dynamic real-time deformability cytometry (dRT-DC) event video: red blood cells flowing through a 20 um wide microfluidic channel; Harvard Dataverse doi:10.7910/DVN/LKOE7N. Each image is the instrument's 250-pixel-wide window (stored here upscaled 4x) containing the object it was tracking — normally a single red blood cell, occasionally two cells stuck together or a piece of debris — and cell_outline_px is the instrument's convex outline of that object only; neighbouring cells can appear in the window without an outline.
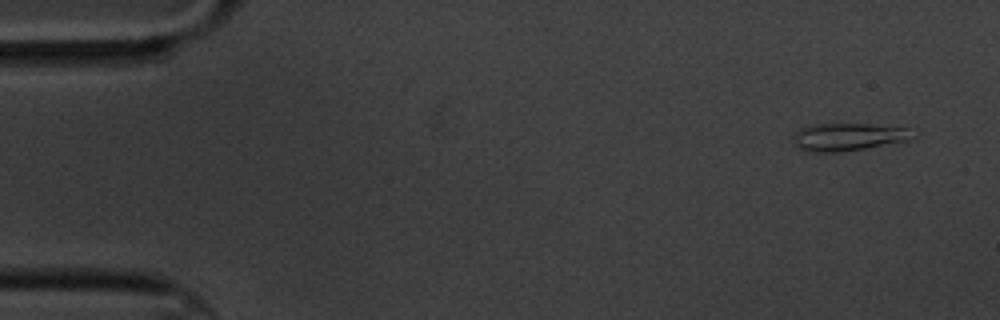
{"species": "common noctule bat (a hibernating species)", "species_latin": "Nyctalus noctula", "temperature_condition": "cold", "stored_images_in_passage": 4, "camera_frame_rate_fps": 3000, "um_per_image_px": 0.085, "animal": {"sex": "male", "body_mass_g": 20.1, "forearm_length_mm": 53.5}, "frame": {"image": 1, "passage_image": 1, "time_ms": 0.0, "image_size_px": [1000, 320], "cell_outline_px": [[920, 132], [916, 136], [908, 140], [864, 148], [836, 152], [816, 152], [800, 148], [796, 144], [792, 136], [800, 128], [808, 124], [868, 124], [908, 128]], "centroid_in_image_um": [72.15, 11.61], "position_along_channel_um": 12.9, "area_um2": 19.19}}